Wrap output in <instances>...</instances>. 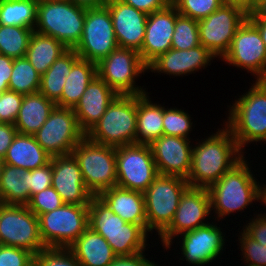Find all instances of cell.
Instances as JSON below:
<instances>
[{
  "mask_svg": "<svg viewBox=\"0 0 266 266\" xmlns=\"http://www.w3.org/2000/svg\"><path fill=\"white\" fill-rule=\"evenodd\" d=\"M52 187L66 204L89 205L93 197L73 154L52 157Z\"/></svg>",
  "mask_w": 266,
  "mask_h": 266,
  "instance_id": "cell-19",
  "label": "cell"
},
{
  "mask_svg": "<svg viewBox=\"0 0 266 266\" xmlns=\"http://www.w3.org/2000/svg\"><path fill=\"white\" fill-rule=\"evenodd\" d=\"M145 251L130 256H117L109 266H159L146 258Z\"/></svg>",
  "mask_w": 266,
  "mask_h": 266,
  "instance_id": "cell-48",
  "label": "cell"
},
{
  "mask_svg": "<svg viewBox=\"0 0 266 266\" xmlns=\"http://www.w3.org/2000/svg\"><path fill=\"white\" fill-rule=\"evenodd\" d=\"M24 95L7 90L1 93L0 122L14 124L19 114Z\"/></svg>",
  "mask_w": 266,
  "mask_h": 266,
  "instance_id": "cell-44",
  "label": "cell"
},
{
  "mask_svg": "<svg viewBox=\"0 0 266 266\" xmlns=\"http://www.w3.org/2000/svg\"><path fill=\"white\" fill-rule=\"evenodd\" d=\"M97 233L105 238L117 256H130L150 248L147 247L150 238L147 226L126 222L118 231Z\"/></svg>",
  "mask_w": 266,
  "mask_h": 266,
  "instance_id": "cell-31",
  "label": "cell"
},
{
  "mask_svg": "<svg viewBox=\"0 0 266 266\" xmlns=\"http://www.w3.org/2000/svg\"><path fill=\"white\" fill-rule=\"evenodd\" d=\"M117 184L144 193L159 175L149 144L116 147Z\"/></svg>",
  "mask_w": 266,
  "mask_h": 266,
  "instance_id": "cell-11",
  "label": "cell"
},
{
  "mask_svg": "<svg viewBox=\"0 0 266 266\" xmlns=\"http://www.w3.org/2000/svg\"><path fill=\"white\" fill-rule=\"evenodd\" d=\"M30 201V171L1 163L0 203L27 205Z\"/></svg>",
  "mask_w": 266,
  "mask_h": 266,
  "instance_id": "cell-29",
  "label": "cell"
},
{
  "mask_svg": "<svg viewBox=\"0 0 266 266\" xmlns=\"http://www.w3.org/2000/svg\"><path fill=\"white\" fill-rule=\"evenodd\" d=\"M86 188L93 196L117 184L116 147L97 143L85 136L72 151Z\"/></svg>",
  "mask_w": 266,
  "mask_h": 266,
  "instance_id": "cell-6",
  "label": "cell"
},
{
  "mask_svg": "<svg viewBox=\"0 0 266 266\" xmlns=\"http://www.w3.org/2000/svg\"><path fill=\"white\" fill-rule=\"evenodd\" d=\"M85 136L73 108L58 106H55L43 126L34 134L36 141L52 157L72 154Z\"/></svg>",
  "mask_w": 266,
  "mask_h": 266,
  "instance_id": "cell-13",
  "label": "cell"
},
{
  "mask_svg": "<svg viewBox=\"0 0 266 266\" xmlns=\"http://www.w3.org/2000/svg\"><path fill=\"white\" fill-rule=\"evenodd\" d=\"M247 17L248 13L240 7L223 4L198 21L200 44L221 60L228 52L236 31Z\"/></svg>",
  "mask_w": 266,
  "mask_h": 266,
  "instance_id": "cell-15",
  "label": "cell"
},
{
  "mask_svg": "<svg viewBox=\"0 0 266 266\" xmlns=\"http://www.w3.org/2000/svg\"><path fill=\"white\" fill-rule=\"evenodd\" d=\"M13 70V59L0 54V92L9 90V81Z\"/></svg>",
  "mask_w": 266,
  "mask_h": 266,
  "instance_id": "cell-51",
  "label": "cell"
},
{
  "mask_svg": "<svg viewBox=\"0 0 266 266\" xmlns=\"http://www.w3.org/2000/svg\"><path fill=\"white\" fill-rule=\"evenodd\" d=\"M186 179L179 176L158 175L143 193L147 230L158 237L170 226L182 193L188 187Z\"/></svg>",
  "mask_w": 266,
  "mask_h": 266,
  "instance_id": "cell-7",
  "label": "cell"
},
{
  "mask_svg": "<svg viewBox=\"0 0 266 266\" xmlns=\"http://www.w3.org/2000/svg\"><path fill=\"white\" fill-rule=\"evenodd\" d=\"M127 5L146 13L147 15L166 8L170 2L168 0H121Z\"/></svg>",
  "mask_w": 266,
  "mask_h": 266,
  "instance_id": "cell-49",
  "label": "cell"
},
{
  "mask_svg": "<svg viewBox=\"0 0 266 266\" xmlns=\"http://www.w3.org/2000/svg\"><path fill=\"white\" fill-rule=\"evenodd\" d=\"M223 3L240 7L249 14V0H223Z\"/></svg>",
  "mask_w": 266,
  "mask_h": 266,
  "instance_id": "cell-54",
  "label": "cell"
},
{
  "mask_svg": "<svg viewBox=\"0 0 266 266\" xmlns=\"http://www.w3.org/2000/svg\"><path fill=\"white\" fill-rule=\"evenodd\" d=\"M17 133L14 124L0 122V160L6 155L7 149L12 144Z\"/></svg>",
  "mask_w": 266,
  "mask_h": 266,
  "instance_id": "cell-50",
  "label": "cell"
},
{
  "mask_svg": "<svg viewBox=\"0 0 266 266\" xmlns=\"http://www.w3.org/2000/svg\"><path fill=\"white\" fill-rule=\"evenodd\" d=\"M35 266H81L68 248H45L34 256Z\"/></svg>",
  "mask_w": 266,
  "mask_h": 266,
  "instance_id": "cell-42",
  "label": "cell"
},
{
  "mask_svg": "<svg viewBox=\"0 0 266 266\" xmlns=\"http://www.w3.org/2000/svg\"><path fill=\"white\" fill-rule=\"evenodd\" d=\"M238 232L237 241L239 247L241 246L239 251L242 252L240 255L243 263L247 266H266V247L250 237L243 229Z\"/></svg>",
  "mask_w": 266,
  "mask_h": 266,
  "instance_id": "cell-41",
  "label": "cell"
},
{
  "mask_svg": "<svg viewBox=\"0 0 266 266\" xmlns=\"http://www.w3.org/2000/svg\"><path fill=\"white\" fill-rule=\"evenodd\" d=\"M245 158L207 188L214 221L222 223L230 214L245 212L248 206L260 201V181L254 177L258 174H253L251 163Z\"/></svg>",
  "mask_w": 266,
  "mask_h": 266,
  "instance_id": "cell-2",
  "label": "cell"
},
{
  "mask_svg": "<svg viewBox=\"0 0 266 266\" xmlns=\"http://www.w3.org/2000/svg\"><path fill=\"white\" fill-rule=\"evenodd\" d=\"M68 48L60 41L33 31L25 57L43 75Z\"/></svg>",
  "mask_w": 266,
  "mask_h": 266,
  "instance_id": "cell-32",
  "label": "cell"
},
{
  "mask_svg": "<svg viewBox=\"0 0 266 266\" xmlns=\"http://www.w3.org/2000/svg\"><path fill=\"white\" fill-rule=\"evenodd\" d=\"M163 117V131L167 136H178L191 139L190 133L193 127L192 117L188 111L179 108H165Z\"/></svg>",
  "mask_w": 266,
  "mask_h": 266,
  "instance_id": "cell-39",
  "label": "cell"
},
{
  "mask_svg": "<svg viewBox=\"0 0 266 266\" xmlns=\"http://www.w3.org/2000/svg\"><path fill=\"white\" fill-rule=\"evenodd\" d=\"M118 47L111 14L105 4L86 8L83 33L73 48L81 59L98 63Z\"/></svg>",
  "mask_w": 266,
  "mask_h": 266,
  "instance_id": "cell-12",
  "label": "cell"
},
{
  "mask_svg": "<svg viewBox=\"0 0 266 266\" xmlns=\"http://www.w3.org/2000/svg\"><path fill=\"white\" fill-rule=\"evenodd\" d=\"M41 75L26 57L13 59V70L9 81V90L23 95L39 91Z\"/></svg>",
  "mask_w": 266,
  "mask_h": 266,
  "instance_id": "cell-36",
  "label": "cell"
},
{
  "mask_svg": "<svg viewBox=\"0 0 266 266\" xmlns=\"http://www.w3.org/2000/svg\"><path fill=\"white\" fill-rule=\"evenodd\" d=\"M215 223V224H214ZM223 229L212 221L208 225L185 232L176 239L180 240L181 257L179 260L187 261L193 266H205L219 260L218 256L222 255L226 249V236L222 232ZM225 247V248H224ZM185 257V258H184Z\"/></svg>",
  "mask_w": 266,
  "mask_h": 266,
  "instance_id": "cell-17",
  "label": "cell"
},
{
  "mask_svg": "<svg viewBox=\"0 0 266 266\" xmlns=\"http://www.w3.org/2000/svg\"><path fill=\"white\" fill-rule=\"evenodd\" d=\"M33 31L31 28L0 25V54L12 59L25 57Z\"/></svg>",
  "mask_w": 266,
  "mask_h": 266,
  "instance_id": "cell-35",
  "label": "cell"
},
{
  "mask_svg": "<svg viewBox=\"0 0 266 266\" xmlns=\"http://www.w3.org/2000/svg\"><path fill=\"white\" fill-rule=\"evenodd\" d=\"M258 29L261 38L266 46V21L265 20H250Z\"/></svg>",
  "mask_w": 266,
  "mask_h": 266,
  "instance_id": "cell-55",
  "label": "cell"
},
{
  "mask_svg": "<svg viewBox=\"0 0 266 266\" xmlns=\"http://www.w3.org/2000/svg\"><path fill=\"white\" fill-rule=\"evenodd\" d=\"M52 186V158L49 164L30 170V199L34 194Z\"/></svg>",
  "mask_w": 266,
  "mask_h": 266,
  "instance_id": "cell-46",
  "label": "cell"
},
{
  "mask_svg": "<svg viewBox=\"0 0 266 266\" xmlns=\"http://www.w3.org/2000/svg\"><path fill=\"white\" fill-rule=\"evenodd\" d=\"M37 0H1L0 25L20 26L34 30Z\"/></svg>",
  "mask_w": 266,
  "mask_h": 266,
  "instance_id": "cell-34",
  "label": "cell"
},
{
  "mask_svg": "<svg viewBox=\"0 0 266 266\" xmlns=\"http://www.w3.org/2000/svg\"><path fill=\"white\" fill-rule=\"evenodd\" d=\"M68 249L81 266H109L117 257L105 238L90 227Z\"/></svg>",
  "mask_w": 266,
  "mask_h": 266,
  "instance_id": "cell-27",
  "label": "cell"
},
{
  "mask_svg": "<svg viewBox=\"0 0 266 266\" xmlns=\"http://www.w3.org/2000/svg\"><path fill=\"white\" fill-rule=\"evenodd\" d=\"M86 8L70 0L38 2L34 31L51 36L73 49L81 39Z\"/></svg>",
  "mask_w": 266,
  "mask_h": 266,
  "instance_id": "cell-4",
  "label": "cell"
},
{
  "mask_svg": "<svg viewBox=\"0 0 266 266\" xmlns=\"http://www.w3.org/2000/svg\"><path fill=\"white\" fill-rule=\"evenodd\" d=\"M213 59L216 57L202 45L188 50L171 48L148 65V73H164L170 78L188 76L206 69Z\"/></svg>",
  "mask_w": 266,
  "mask_h": 266,
  "instance_id": "cell-22",
  "label": "cell"
},
{
  "mask_svg": "<svg viewBox=\"0 0 266 266\" xmlns=\"http://www.w3.org/2000/svg\"><path fill=\"white\" fill-rule=\"evenodd\" d=\"M180 15L201 20L220 8L223 0H175L172 3Z\"/></svg>",
  "mask_w": 266,
  "mask_h": 266,
  "instance_id": "cell-40",
  "label": "cell"
},
{
  "mask_svg": "<svg viewBox=\"0 0 266 266\" xmlns=\"http://www.w3.org/2000/svg\"><path fill=\"white\" fill-rule=\"evenodd\" d=\"M251 85L227 105L229 113L223 121L243 152L252 142L266 143V80H255Z\"/></svg>",
  "mask_w": 266,
  "mask_h": 266,
  "instance_id": "cell-3",
  "label": "cell"
},
{
  "mask_svg": "<svg viewBox=\"0 0 266 266\" xmlns=\"http://www.w3.org/2000/svg\"><path fill=\"white\" fill-rule=\"evenodd\" d=\"M221 61L245 69L255 80H266V46L257 27L247 18L236 31Z\"/></svg>",
  "mask_w": 266,
  "mask_h": 266,
  "instance_id": "cell-16",
  "label": "cell"
},
{
  "mask_svg": "<svg viewBox=\"0 0 266 266\" xmlns=\"http://www.w3.org/2000/svg\"><path fill=\"white\" fill-rule=\"evenodd\" d=\"M118 47L140 51L148 15L121 0H107Z\"/></svg>",
  "mask_w": 266,
  "mask_h": 266,
  "instance_id": "cell-21",
  "label": "cell"
},
{
  "mask_svg": "<svg viewBox=\"0 0 266 266\" xmlns=\"http://www.w3.org/2000/svg\"><path fill=\"white\" fill-rule=\"evenodd\" d=\"M38 2L53 1V0H37Z\"/></svg>",
  "mask_w": 266,
  "mask_h": 266,
  "instance_id": "cell-58",
  "label": "cell"
},
{
  "mask_svg": "<svg viewBox=\"0 0 266 266\" xmlns=\"http://www.w3.org/2000/svg\"><path fill=\"white\" fill-rule=\"evenodd\" d=\"M74 49H68L41 75L39 93L56 102L62 95L63 87L72 65L79 59Z\"/></svg>",
  "mask_w": 266,
  "mask_h": 266,
  "instance_id": "cell-33",
  "label": "cell"
},
{
  "mask_svg": "<svg viewBox=\"0 0 266 266\" xmlns=\"http://www.w3.org/2000/svg\"><path fill=\"white\" fill-rule=\"evenodd\" d=\"M96 66L97 76L118 95L147 93L144 86L136 85V80L148 72V66L142 61L138 51L117 47Z\"/></svg>",
  "mask_w": 266,
  "mask_h": 266,
  "instance_id": "cell-8",
  "label": "cell"
},
{
  "mask_svg": "<svg viewBox=\"0 0 266 266\" xmlns=\"http://www.w3.org/2000/svg\"><path fill=\"white\" fill-rule=\"evenodd\" d=\"M220 125L215 133L192 143L189 186L208 188L245 157L229 129Z\"/></svg>",
  "mask_w": 266,
  "mask_h": 266,
  "instance_id": "cell-1",
  "label": "cell"
},
{
  "mask_svg": "<svg viewBox=\"0 0 266 266\" xmlns=\"http://www.w3.org/2000/svg\"><path fill=\"white\" fill-rule=\"evenodd\" d=\"M176 22V7L170 3L166 8L148 15L144 41L139 51L148 66L159 55L171 49Z\"/></svg>",
  "mask_w": 266,
  "mask_h": 266,
  "instance_id": "cell-20",
  "label": "cell"
},
{
  "mask_svg": "<svg viewBox=\"0 0 266 266\" xmlns=\"http://www.w3.org/2000/svg\"><path fill=\"white\" fill-rule=\"evenodd\" d=\"M51 158L34 135L17 133L1 163L30 171L49 164Z\"/></svg>",
  "mask_w": 266,
  "mask_h": 266,
  "instance_id": "cell-26",
  "label": "cell"
},
{
  "mask_svg": "<svg viewBox=\"0 0 266 266\" xmlns=\"http://www.w3.org/2000/svg\"><path fill=\"white\" fill-rule=\"evenodd\" d=\"M0 245L22 248L34 256L47 248L40 235L38 216L27 205L0 203Z\"/></svg>",
  "mask_w": 266,
  "mask_h": 266,
  "instance_id": "cell-10",
  "label": "cell"
},
{
  "mask_svg": "<svg viewBox=\"0 0 266 266\" xmlns=\"http://www.w3.org/2000/svg\"><path fill=\"white\" fill-rule=\"evenodd\" d=\"M89 205L64 203L61 207L41 214L40 235L47 248H69L89 227Z\"/></svg>",
  "mask_w": 266,
  "mask_h": 266,
  "instance_id": "cell-9",
  "label": "cell"
},
{
  "mask_svg": "<svg viewBox=\"0 0 266 266\" xmlns=\"http://www.w3.org/2000/svg\"><path fill=\"white\" fill-rule=\"evenodd\" d=\"M249 20H265L266 21V1L256 7L247 17Z\"/></svg>",
  "mask_w": 266,
  "mask_h": 266,
  "instance_id": "cell-52",
  "label": "cell"
},
{
  "mask_svg": "<svg viewBox=\"0 0 266 266\" xmlns=\"http://www.w3.org/2000/svg\"><path fill=\"white\" fill-rule=\"evenodd\" d=\"M64 204L60 195L50 186L41 192L34 194L27 207L36 215L40 216L46 212H51Z\"/></svg>",
  "mask_w": 266,
  "mask_h": 266,
  "instance_id": "cell-43",
  "label": "cell"
},
{
  "mask_svg": "<svg viewBox=\"0 0 266 266\" xmlns=\"http://www.w3.org/2000/svg\"><path fill=\"white\" fill-rule=\"evenodd\" d=\"M70 1L85 8L103 6L107 2V0H70Z\"/></svg>",
  "mask_w": 266,
  "mask_h": 266,
  "instance_id": "cell-53",
  "label": "cell"
},
{
  "mask_svg": "<svg viewBox=\"0 0 266 266\" xmlns=\"http://www.w3.org/2000/svg\"><path fill=\"white\" fill-rule=\"evenodd\" d=\"M260 202L261 203V206H266V184H260ZM263 186V187H262ZM266 214V213H265Z\"/></svg>",
  "mask_w": 266,
  "mask_h": 266,
  "instance_id": "cell-56",
  "label": "cell"
},
{
  "mask_svg": "<svg viewBox=\"0 0 266 266\" xmlns=\"http://www.w3.org/2000/svg\"><path fill=\"white\" fill-rule=\"evenodd\" d=\"M56 103L37 92L24 95L14 126L19 134L34 135L48 119Z\"/></svg>",
  "mask_w": 266,
  "mask_h": 266,
  "instance_id": "cell-28",
  "label": "cell"
},
{
  "mask_svg": "<svg viewBox=\"0 0 266 266\" xmlns=\"http://www.w3.org/2000/svg\"><path fill=\"white\" fill-rule=\"evenodd\" d=\"M212 214L208 189L188 186L182 193L172 223L159 236L164 250L167 251L172 247L173 240L177 236L208 225L209 220H213Z\"/></svg>",
  "mask_w": 266,
  "mask_h": 266,
  "instance_id": "cell-14",
  "label": "cell"
},
{
  "mask_svg": "<svg viewBox=\"0 0 266 266\" xmlns=\"http://www.w3.org/2000/svg\"><path fill=\"white\" fill-rule=\"evenodd\" d=\"M191 139L163 135L151 144L153 159L160 175L187 179L191 170Z\"/></svg>",
  "mask_w": 266,
  "mask_h": 266,
  "instance_id": "cell-18",
  "label": "cell"
},
{
  "mask_svg": "<svg viewBox=\"0 0 266 266\" xmlns=\"http://www.w3.org/2000/svg\"><path fill=\"white\" fill-rule=\"evenodd\" d=\"M264 213V214H262ZM255 213L254 218L246 221L247 224L243 225V230L258 243L266 247V214Z\"/></svg>",
  "mask_w": 266,
  "mask_h": 266,
  "instance_id": "cell-47",
  "label": "cell"
},
{
  "mask_svg": "<svg viewBox=\"0 0 266 266\" xmlns=\"http://www.w3.org/2000/svg\"><path fill=\"white\" fill-rule=\"evenodd\" d=\"M126 222L116 215L99 197L93 196L89 203V227L95 232H115Z\"/></svg>",
  "mask_w": 266,
  "mask_h": 266,
  "instance_id": "cell-37",
  "label": "cell"
},
{
  "mask_svg": "<svg viewBox=\"0 0 266 266\" xmlns=\"http://www.w3.org/2000/svg\"><path fill=\"white\" fill-rule=\"evenodd\" d=\"M34 255L22 248L0 245V266H31Z\"/></svg>",
  "mask_w": 266,
  "mask_h": 266,
  "instance_id": "cell-45",
  "label": "cell"
},
{
  "mask_svg": "<svg viewBox=\"0 0 266 266\" xmlns=\"http://www.w3.org/2000/svg\"><path fill=\"white\" fill-rule=\"evenodd\" d=\"M98 196L125 222L147 226L145 199L142 192L114 186Z\"/></svg>",
  "mask_w": 266,
  "mask_h": 266,
  "instance_id": "cell-24",
  "label": "cell"
},
{
  "mask_svg": "<svg viewBox=\"0 0 266 266\" xmlns=\"http://www.w3.org/2000/svg\"><path fill=\"white\" fill-rule=\"evenodd\" d=\"M118 94L96 76L73 108L81 130L86 134L102 117Z\"/></svg>",
  "mask_w": 266,
  "mask_h": 266,
  "instance_id": "cell-23",
  "label": "cell"
},
{
  "mask_svg": "<svg viewBox=\"0 0 266 266\" xmlns=\"http://www.w3.org/2000/svg\"><path fill=\"white\" fill-rule=\"evenodd\" d=\"M149 92L136 95V144H151L164 135V106L151 101Z\"/></svg>",
  "mask_w": 266,
  "mask_h": 266,
  "instance_id": "cell-25",
  "label": "cell"
},
{
  "mask_svg": "<svg viewBox=\"0 0 266 266\" xmlns=\"http://www.w3.org/2000/svg\"><path fill=\"white\" fill-rule=\"evenodd\" d=\"M97 76L96 63L79 58L71 67L61 97L55 102L58 107L74 108L87 88Z\"/></svg>",
  "mask_w": 266,
  "mask_h": 266,
  "instance_id": "cell-30",
  "label": "cell"
},
{
  "mask_svg": "<svg viewBox=\"0 0 266 266\" xmlns=\"http://www.w3.org/2000/svg\"><path fill=\"white\" fill-rule=\"evenodd\" d=\"M266 0H249V13H251L256 7Z\"/></svg>",
  "mask_w": 266,
  "mask_h": 266,
  "instance_id": "cell-57",
  "label": "cell"
},
{
  "mask_svg": "<svg viewBox=\"0 0 266 266\" xmlns=\"http://www.w3.org/2000/svg\"><path fill=\"white\" fill-rule=\"evenodd\" d=\"M200 44L198 21L180 15L176 9V22L171 43V48L188 50Z\"/></svg>",
  "mask_w": 266,
  "mask_h": 266,
  "instance_id": "cell-38",
  "label": "cell"
},
{
  "mask_svg": "<svg viewBox=\"0 0 266 266\" xmlns=\"http://www.w3.org/2000/svg\"><path fill=\"white\" fill-rule=\"evenodd\" d=\"M136 120V95H117L86 136L106 146L135 144Z\"/></svg>",
  "mask_w": 266,
  "mask_h": 266,
  "instance_id": "cell-5",
  "label": "cell"
}]
</instances>
